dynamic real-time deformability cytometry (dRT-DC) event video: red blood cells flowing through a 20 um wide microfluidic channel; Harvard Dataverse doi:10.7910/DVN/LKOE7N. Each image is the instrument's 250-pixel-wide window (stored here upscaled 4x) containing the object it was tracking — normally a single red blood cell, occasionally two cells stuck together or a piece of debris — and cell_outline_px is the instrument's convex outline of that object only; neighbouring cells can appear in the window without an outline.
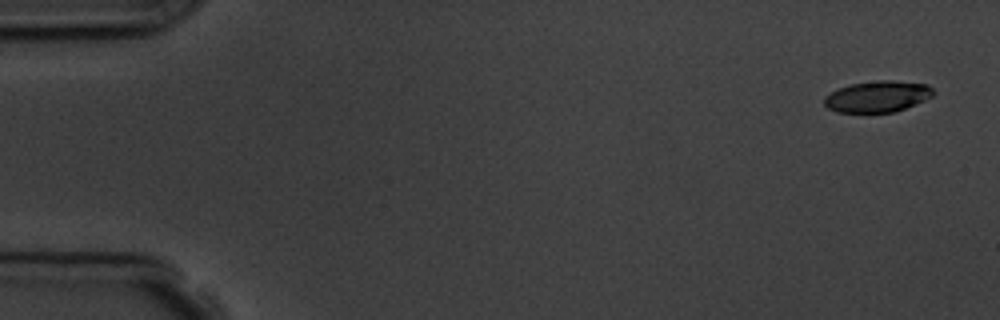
{"species": "common noctule bat (a hibernating species)", "species_latin": "Nyctalus noctula", "temperature_condition": "room temperature", "stored_images_in_passage": 5, "camera_frame_rate_fps": 3000, "um_per_image_px": 0.085, "animal": {"sex": "male", "body_mass_g": 19.5, "forearm_length_mm": 54.6}, "frame": {"image": 1, "passage_image": 1, "time_ms": 0.0, "image_size_px": [1000, 320], "cell_outline_px": [[936, 92], [932, 96], [924, 100], [904, 108], [892, 112], [836, 112], [828, 108], [824, 104], [824, 96], [840, 88], [852, 84], [880, 80], [892, 80], [928, 84]], "centroid_in_image_um": [74.6, 8.2], "position_along_channel_um": 10.4, "area_um2": 19.65}}
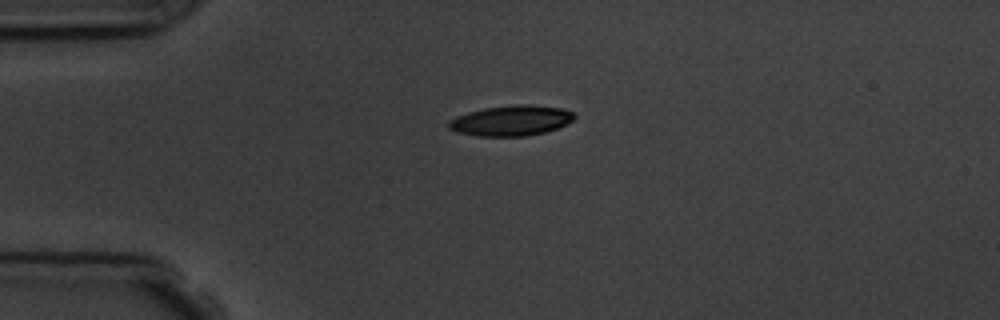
{"frame": {"image": 2, "passage_image": 4, "time_ms": 3.667, "image_size_px": [1000, 320], "cell_outline_px": [[576, 116], [572, 120], [556, 128], [544, 132], [528, 136], [476, 136], [456, 132], [448, 128], [448, 120], [456, 116], [468, 112], [484, 108], [512, 104], [528, 104], [564, 108], [576, 112]], "centroid_in_image_um": [43.43, 10.24], "position_along_channel_um": 41.6, "area_um2": 22.48}}